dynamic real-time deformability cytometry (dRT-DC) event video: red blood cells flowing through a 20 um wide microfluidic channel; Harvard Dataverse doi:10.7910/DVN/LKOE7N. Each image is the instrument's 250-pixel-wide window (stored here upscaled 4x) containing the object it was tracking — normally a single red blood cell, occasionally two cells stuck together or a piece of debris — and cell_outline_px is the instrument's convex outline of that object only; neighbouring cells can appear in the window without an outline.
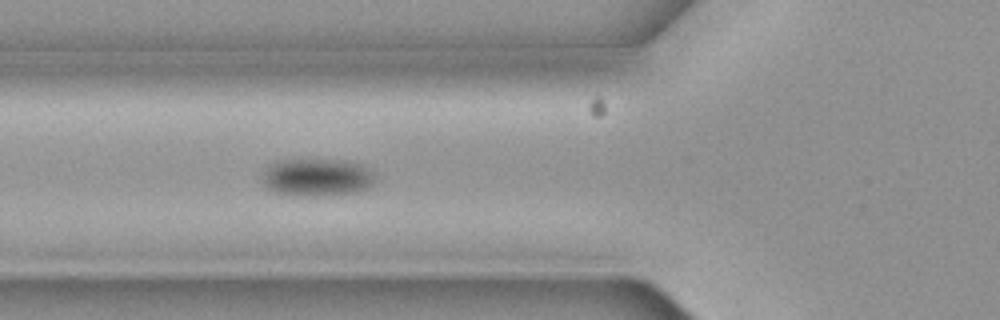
{"species": "common noctule bat (a hibernating species)", "species_latin": "Nyctalus noctula", "temperature_condition": "cold", "stored_images_in_passage": 7, "camera_frame_rate_fps": 3000, "um_per_image_px": 0.085, "animal": {"sex": "female", "body_mass_g": 19.3, "forearm_length_mm": 54.1}, "frame": {"image": 1, "passage_image": 6, "time_ms": 1.667, "image_size_px": [1000, 320], "cell_outline_px": [[376, 180], [368, 188], [360, 192], [316, 196], [292, 196], [276, 192], [268, 188], [264, 184], [260, 176], [268, 164], [280, 160], [344, 160], [364, 164], [372, 172]], "centroid_in_image_um": [26.94, 15.08], "position_along_channel_um": 98.9, "area_um2": 25.2}}